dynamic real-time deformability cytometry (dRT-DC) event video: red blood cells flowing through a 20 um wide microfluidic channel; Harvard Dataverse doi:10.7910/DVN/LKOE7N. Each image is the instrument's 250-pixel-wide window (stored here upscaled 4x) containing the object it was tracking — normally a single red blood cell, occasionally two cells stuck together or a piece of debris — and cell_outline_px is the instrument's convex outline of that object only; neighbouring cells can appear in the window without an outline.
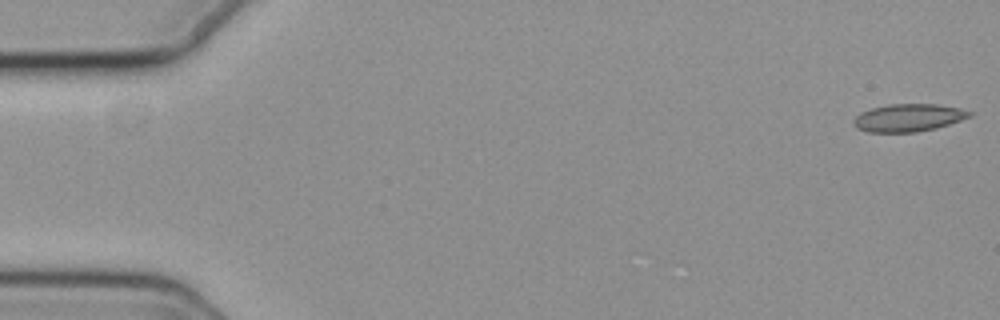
{"species": "common noctule bat (a hibernating species)", "species_latin": "Nyctalus noctula", "temperature_condition": "cold", "stored_images_in_passage": 2, "camera_frame_rate_fps": 3000, "um_per_image_px": 0.085, "animal": {"sex": "female", "body_mass_g": 19.3, "forearm_length_mm": 54.1}, "frame": {"image": 1, "passage_image": 1, "time_ms": 0.0, "image_size_px": [1000, 320], "cell_outline_px": [[972, 116], [936, 128], [916, 132], [868, 132], [856, 128], [852, 124], [852, 120], [860, 112], [872, 108], [888, 104], [936, 104], [960, 108], [972, 112]], "centroid_in_image_um": [77.18, 10.0], "position_along_channel_um": 7.8, "area_um2": 18.73}}